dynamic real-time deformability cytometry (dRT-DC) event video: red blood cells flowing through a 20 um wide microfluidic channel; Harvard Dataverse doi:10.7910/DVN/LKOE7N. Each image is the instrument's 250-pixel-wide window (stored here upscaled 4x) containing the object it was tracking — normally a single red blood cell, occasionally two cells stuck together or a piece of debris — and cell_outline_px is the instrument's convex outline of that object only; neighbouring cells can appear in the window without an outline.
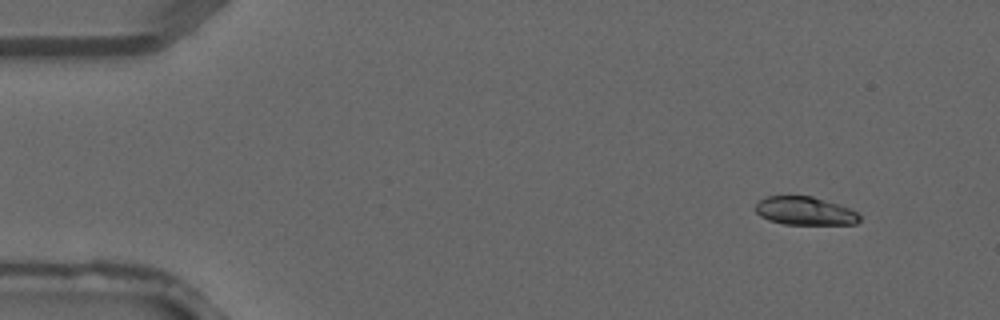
{"species": "common noctule bat (a hibernating species)", "species_latin": "Nyctalus noctula", "temperature_condition": "warm", "stored_images_in_passage": 5, "segment_of_instrument_passage": [2, 2], "camera_frame_rate_fps": 3000, "um_per_image_px": 0.085, "animal": {"sex": "male", "forearm_length_mm": 52.5}, "frame": {"image": 1, "passage_image": 5, "time_ms": 1.333, "image_size_px": [1000, 320], "cell_outline_px": [[860, 220], [856, 224], [784, 224], [768, 220], [760, 216], [756, 212], [756, 204], [764, 196], [812, 196], [848, 208], [856, 212], [860, 216]], "centroid_in_image_um": [68.38, 17.93], "position_along_channel_um": 16.6, "area_um2": 16.99}}